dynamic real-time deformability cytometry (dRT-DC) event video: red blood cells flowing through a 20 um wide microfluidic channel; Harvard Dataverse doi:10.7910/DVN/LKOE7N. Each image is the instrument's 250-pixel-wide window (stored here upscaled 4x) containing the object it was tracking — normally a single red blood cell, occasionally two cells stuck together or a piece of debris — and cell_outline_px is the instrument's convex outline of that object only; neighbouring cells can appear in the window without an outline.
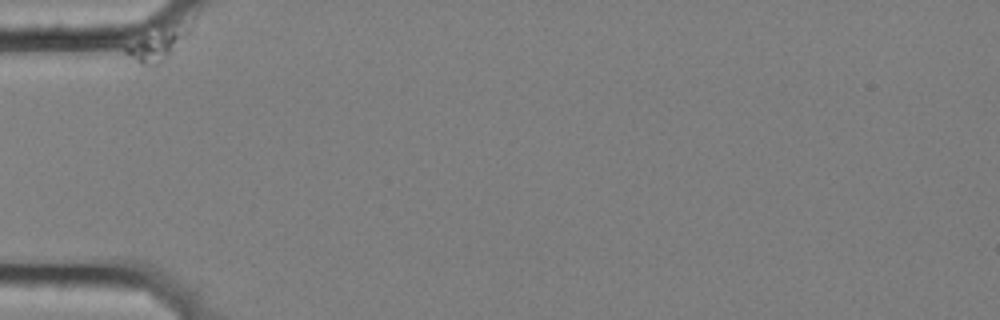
{"species": "common noctule bat (a hibernating species)", "species_latin": "Nyctalus noctula", "temperature_condition": "cold", "stored_images_in_passage": 53, "camera_frame_rate_fps": 3000, "um_per_image_px": 0.085, "animal": {"sex": "female", "body_mass_g": 25.1}, "frame": {"image": 1, "passage_image": 1, "time_ms": 0.0, "image_size_px": [1000, 320], "cell_outline_px": [[196, 16], [188, 32], [172, 52], [160, 64], [152, 68], [148, 68], [140, 64], [124, 52], [124, 48], [160, 20]], "centroid_in_image_um": [13.51, 3.51], "position_along_channel_um": 71.5, "area_um2": 14.05}}
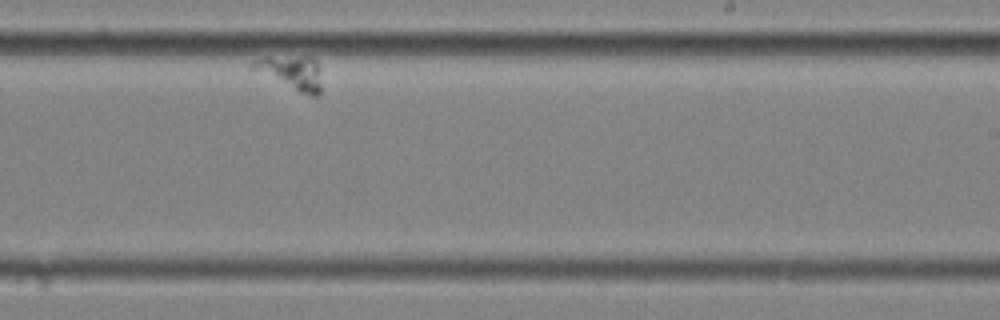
{"frame": {"image": 2, "passage_image": 38, "time_ms": 12.333, "image_size_px": [1000, 320], "cell_outline_px": [[320, 96], [312, 96], [300, 92], [248, 68], [248, 64], [252, 60], [264, 56], [312, 56], [316, 60], [320, 68]], "centroid_in_image_um": [24.73, 6.12], "position_along_channel_um": 264.3, "area_um2": 13.99}}